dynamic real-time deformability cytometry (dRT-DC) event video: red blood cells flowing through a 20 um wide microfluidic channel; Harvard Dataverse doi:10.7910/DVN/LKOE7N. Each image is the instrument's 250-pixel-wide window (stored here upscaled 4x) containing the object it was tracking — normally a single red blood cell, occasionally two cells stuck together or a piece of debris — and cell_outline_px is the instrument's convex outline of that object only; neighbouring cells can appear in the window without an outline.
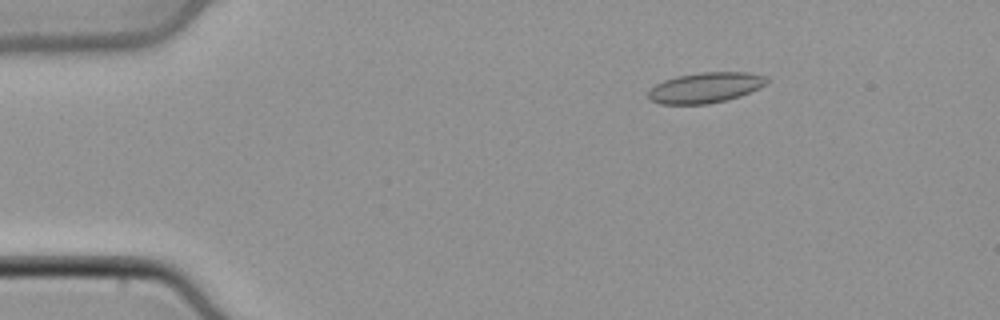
{"species": "common noctule bat (a hibernating species)", "species_latin": "Nyctalus noctula", "temperature_condition": "cold", "stored_images_in_passage": 44, "segment_of_instrument_passage": [1, 2], "camera_frame_rate_fps": 3000, "um_per_image_px": 0.085, "animal": {"sex": "male", "body_mass_g": 21.5, "forearm_length_mm": 52.0}, "frame": {"image": 1, "passage_image": 2, "time_ms": 0.333, "image_size_px": [1000, 320], "cell_outline_px": [[768, 80], [760, 88], [740, 96], [708, 104], [660, 104], [652, 100], [648, 96], [648, 92], [656, 84], [664, 80], [676, 76], [700, 72], [748, 72], [764, 76]], "centroid_in_image_um": [59.95, 7.44], "position_along_channel_um": 25.1, "area_um2": 20.87}}
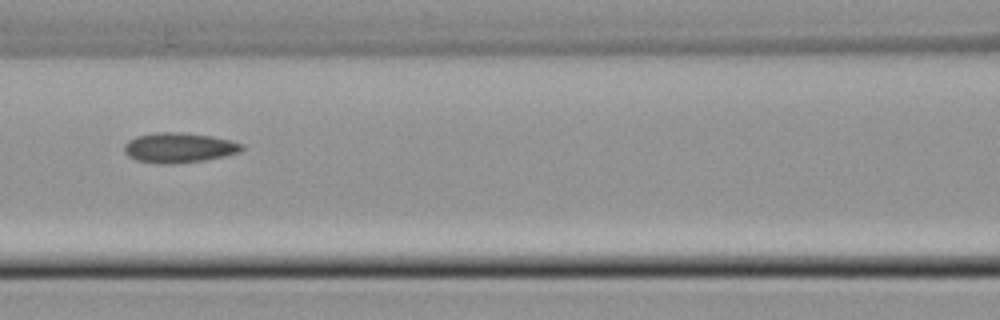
{"frame": {"image": 2, "passage_image": 16, "time_ms": 5.0, "image_size_px": [1000, 320], "cell_outline_px": [[244, 148], [240, 152], [224, 156], [204, 160], [136, 160], [128, 156], [124, 152], [124, 144], [128, 140], [136, 136], [156, 132], [184, 132], [212, 136], [232, 140], [244, 144]], "centroid_in_image_um": [15.27, 12.48], "position_along_channel_um": 151.3, "area_um2": 19.65}}
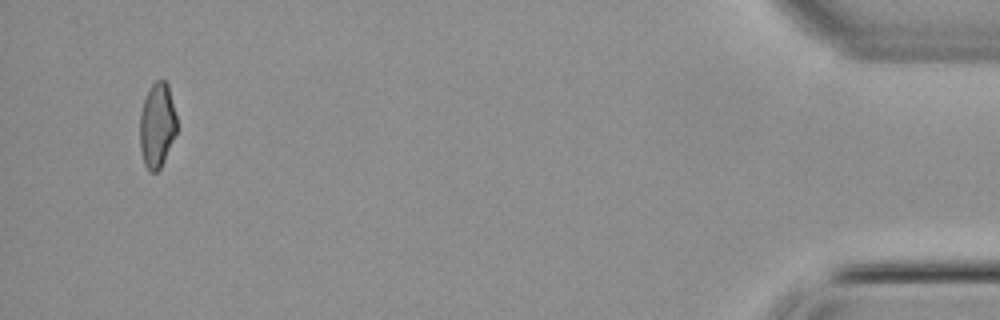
{"frame": {"image": 3, "passage_image": 41, "time_ms": 13.333, "image_size_px": [1000, 320], "cell_outline_px": [[176, 132], [164, 160], [160, 168], [156, 172], [152, 172], [144, 164], [140, 148], [140, 112], [144, 100], [152, 84], [156, 80], [164, 80], [168, 84], [176, 116]], "centroid_in_image_um": [13.34, 10.64], "position_along_channel_um": 421.9, "area_um2": 17.98}}